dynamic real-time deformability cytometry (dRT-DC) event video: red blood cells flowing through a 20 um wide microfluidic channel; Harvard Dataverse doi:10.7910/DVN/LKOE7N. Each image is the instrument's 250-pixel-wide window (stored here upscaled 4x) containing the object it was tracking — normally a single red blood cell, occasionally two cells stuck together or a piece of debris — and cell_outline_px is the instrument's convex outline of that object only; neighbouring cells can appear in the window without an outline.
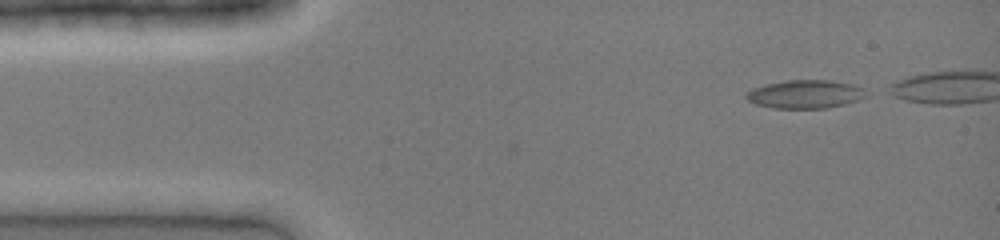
{"species": "common noctule bat (a hibernating species)", "species_latin": "Nyctalus noctula", "temperature_condition": "cold", "stored_images_in_passage": 33, "camera_frame_rate_fps": 3000, "um_per_image_px": 0.085, "animal": {"sex": "female", "body_mass_g": 19.0, "forearm_length_mm": 51.5}, "frame": {"image": 1, "passage_image": 1, "time_ms": 0.0, "image_size_px": [1000, 240], "cell_outline_px": [[864, 96], [856, 100], [844, 104], [828, 108], [772, 108], [756, 104], [748, 100], [744, 96], [752, 88], [764, 84], [788, 80], [828, 80], [852, 84], [864, 88]], "centroid_in_image_um": [68.39, 8.0], "position_along_channel_um": 16.6, "area_um2": 19.65}}
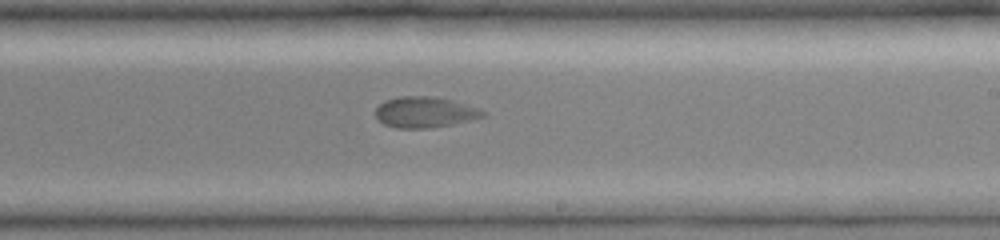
{"frame": {"image": 2, "passage_image": 22, "time_ms": 7.0, "image_size_px": [1000, 240], "cell_outline_px": [[488, 112], [484, 116], [452, 124], [432, 128], [396, 128], [384, 124], [376, 116], [376, 108], [384, 100], [400, 96], [432, 96], [448, 100], [476, 108]], "centroid_in_image_um": [36.06, 9.54], "position_along_channel_um": 252.9, "area_um2": 18.96}}
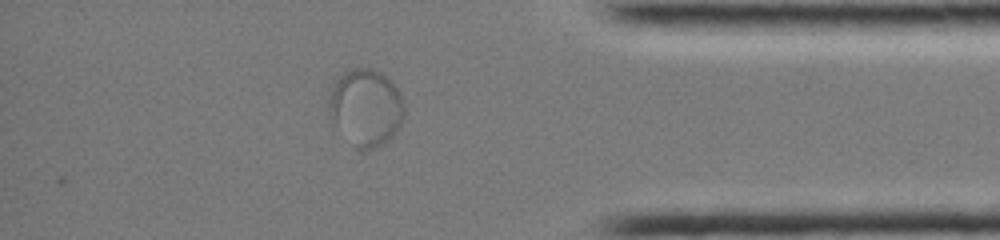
{"frame": {"image": 3, "passage_image": 33, "time_ms": 10.667, "image_size_px": [1000, 240], "cell_outline_px": [[404, 116], [396, 132], [388, 140], [372, 148], [356, 148], [328, 116], [328, 100], [332, 88], [336, 80], [344, 72], [352, 68], [372, 68], [380, 72], [400, 92], [404, 104]], "centroid_in_image_um": [31.08, 9.11], "position_along_channel_um": 404.1, "area_um2": 33.35}}